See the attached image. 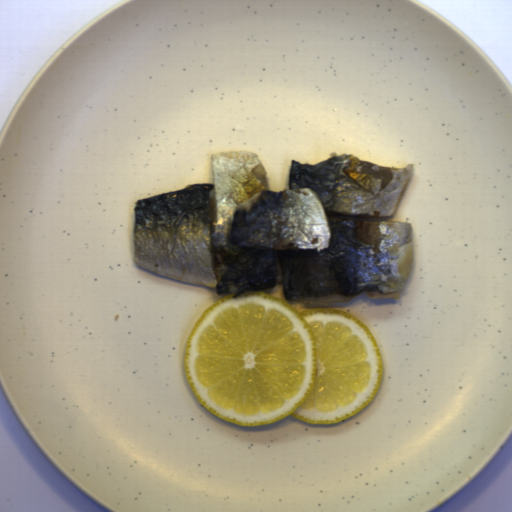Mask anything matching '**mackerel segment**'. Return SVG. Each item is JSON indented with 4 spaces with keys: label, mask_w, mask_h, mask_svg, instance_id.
I'll list each match as a JSON object with an SVG mask.
<instances>
[{
    "label": "mackerel segment",
    "mask_w": 512,
    "mask_h": 512,
    "mask_svg": "<svg viewBox=\"0 0 512 512\" xmlns=\"http://www.w3.org/2000/svg\"><path fill=\"white\" fill-rule=\"evenodd\" d=\"M213 183L136 199L137 267L233 299L280 286L286 302L400 299L413 226L396 214L411 176L349 154L291 161L271 190L257 153L211 156Z\"/></svg>",
    "instance_id": "1"
}]
</instances>
